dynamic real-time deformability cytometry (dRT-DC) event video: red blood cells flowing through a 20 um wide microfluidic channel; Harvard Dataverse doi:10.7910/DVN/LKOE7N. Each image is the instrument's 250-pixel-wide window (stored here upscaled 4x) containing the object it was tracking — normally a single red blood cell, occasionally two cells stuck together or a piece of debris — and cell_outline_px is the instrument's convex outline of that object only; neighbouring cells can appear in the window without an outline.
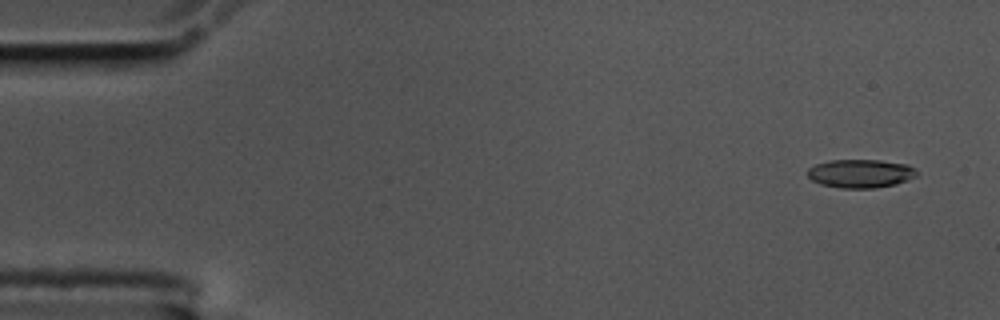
{"species": "common noctule bat (a hibernating species)", "species_latin": "Nyctalus noctula", "temperature_condition": "cold", "stored_images_in_passage": 59, "camera_frame_rate_fps": 3000, "um_per_image_px": 0.085, "animal": {"sex": "male", "body_mass_g": 17.5, "forearm_length_mm": 52.3}, "frame": {"image": 1, "passage_image": 4, "time_ms": 1.0, "image_size_px": [1000, 320], "cell_outline_px": [[916, 176], [908, 180], [896, 184], [876, 188], [840, 188], [820, 184], [812, 180], [808, 176], [808, 168], [816, 164], [832, 160], [880, 160], [908, 164], [916, 168]], "centroid_in_image_um": [73.17, 14.75], "position_along_channel_um": 11.8, "area_um2": 18.21}}
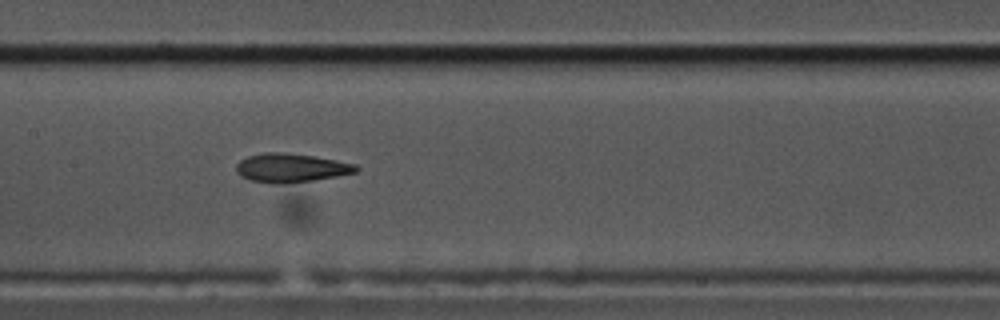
{"frame": {"image": 2, "passage_image": 29, "time_ms": 9.333, "image_size_px": [1000, 320], "cell_outline_px": [[360, 168], [356, 172], [336, 176], [312, 180], [280, 184], [272, 184], [248, 180], [240, 176], [236, 172], [236, 164], [240, 160], [248, 156], [264, 152], [280, 152], [312, 156], [336, 160], [356, 164]], "centroid_in_image_um": [24.69, 14.27], "position_along_channel_um": 182.7, "area_um2": 20.11}}
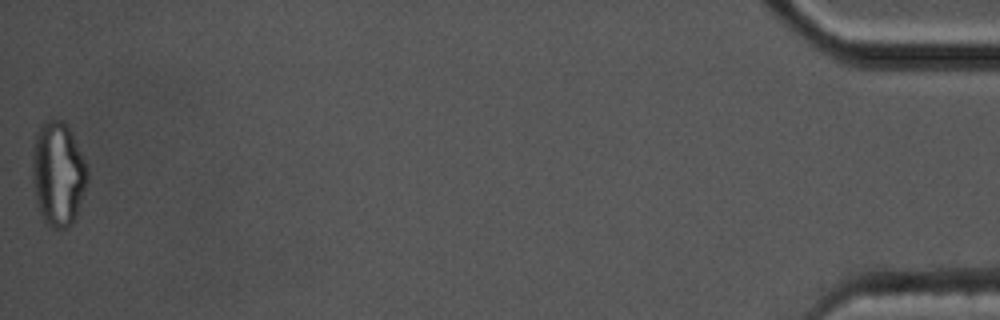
{"frame": {"image": 3, "passage_image": 59, "time_ms": 19.333, "image_size_px": [1000, 320], "cell_outline_px": [[88, 180], [76, 216], [72, 224], [68, 228], [52, 228], [44, 220], [40, 212], [36, 200], [32, 180], [32, 148], [36, 132], [40, 124], [44, 120], [64, 120], [72, 132], [84, 160], [88, 172]], "centroid_in_image_um": [4.92, 14.75], "position_along_channel_um": 430.3, "area_um2": 33.7}, "authors_computed_cell_mechanics": {"area_um2": 19.5364, "velocity_mm_per_s": 3.4514, "shape_relaxation_time_tau1_ms": 7.3036, "shape_relaxation_time_tau2_ms": 3.3652, "deformation_change_tau1": 0.218, "deformation_change_tau2": 0.1244}}